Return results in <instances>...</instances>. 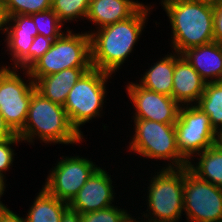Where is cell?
I'll return each instance as SVG.
<instances>
[{
  "mask_svg": "<svg viewBox=\"0 0 222 222\" xmlns=\"http://www.w3.org/2000/svg\"><path fill=\"white\" fill-rule=\"evenodd\" d=\"M123 222H135V217L131 214Z\"/></svg>",
  "mask_w": 222,
  "mask_h": 222,
  "instance_id": "obj_36",
  "label": "cell"
},
{
  "mask_svg": "<svg viewBox=\"0 0 222 222\" xmlns=\"http://www.w3.org/2000/svg\"><path fill=\"white\" fill-rule=\"evenodd\" d=\"M19 72L17 68L0 66V112L16 134L25 125L29 103L36 90L29 72L23 70V78Z\"/></svg>",
  "mask_w": 222,
  "mask_h": 222,
  "instance_id": "obj_8",
  "label": "cell"
},
{
  "mask_svg": "<svg viewBox=\"0 0 222 222\" xmlns=\"http://www.w3.org/2000/svg\"><path fill=\"white\" fill-rule=\"evenodd\" d=\"M206 83L222 80V45L212 42L182 53Z\"/></svg>",
  "mask_w": 222,
  "mask_h": 222,
  "instance_id": "obj_16",
  "label": "cell"
},
{
  "mask_svg": "<svg viewBox=\"0 0 222 222\" xmlns=\"http://www.w3.org/2000/svg\"><path fill=\"white\" fill-rule=\"evenodd\" d=\"M202 1L210 2V3L214 4V3L222 1V0H202Z\"/></svg>",
  "mask_w": 222,
  "mask_h": 222,
  "instance_id": "obj_38",
  "label": "cell"
},
{
  "mask_svg": "<svg viewBox=\"0 0 222 222\" xmlns=\"http://www.w3.org/2000/svg\"><path fill=\"white\" fill-rule=\"evenodd\" d=\"M126 95L131 101L133 112L131 119H147L163 124H175L181 105L171 96L141 87L138 82L125 85Z\"/></svg>",
  "mask_w": 222,
  "mask_h": 222,
  "instance_id": "obj_12",
  "label": "cell"
},
{
  "mask_svg": "<svg viewBox=\"0 0 222 222\" xmlns=\"http://www.w3.org/2000/svg\"><path fill=\"white\" fill-rule=\"evenodd\" d=\"M68 68H92L91 38L86 31L74 33L71 28L67 29L27 71L35 82Z\"/></svg>",
  "mask_w": 222,
  "mask_h": 222,
  "instance_id": "obj_7",
  "label": "cell"
},
{
  "mask_svg": "<svg viewBox=\"0 0 222 222\" xmlns=\"http://www.w3.org/2000/svg\"><path fill=\"white\" fill-rule=\"evenodd\" d=\"M109 172L99 167L78 191L77 195L68 204L80 214L94 212L111 207L116 201L115 186Z\"/></svg>",
  "mask_w": 222,
  "mask_h": 222,
  "instance_id": "obj_13",
  "label": "cell"
},
{
  "mask_svg": "<svg viewBox=\"0 0 222 222\" xmlns=\"http://www.w3.org/2000/svg\"><path fill=\"white\" fill-rule=\"evenodd\" d=\"M219 141L222 143V134L220 135V139H219Z\"/></svg>",
  "mask_w": 222,
  "mask_h": 222,
  "instance_id": "obj_39",
  "label": "cell"
},
{
  "mask_svg": "<svg viewBox=\"0 0 222 222\" xmlns=\"http://www.w3.org/2000/svg\"><path fill=\"white\" fill-rule=\"evenodd\" d=\"M91 68H68L52 75L37 79L36 91L52 102L64 105L72 87L79 78Z\"/></svg>",
  "mask_w": 222,
  "mask_h": 222,
  "instance_id": "obj_17",
  "label": "cell"
},
{
  "mask_svg": "<svg viewBox=\"0 0 222 222\" xmlns=\"http://www.w3.org/2000/svg\"><path fill=\"white\" fill-rule=\"evenodd\" d=\"M214 42L222 45V1L213 4Z\"/></svg>",
  "mask_w": 222,
  "mask_h": 222,
  "instance_id": "obj_30",
  "label": "cell"
},
{
  "mask_svg": "<svg viewBox=\"0 0 222 222\" xmlns=\"http://www.w3.org/2000/svg\"><path fill=\"white\" fill-rule=\"evenodd\" d=\"M18 143L19 145L23 143L18 135L10 139L0 141V176L6 181L8 180L6 179V171H10L9 169L13 167V162L15 161L14 158L17 154L13 148L14 145L15 147H19Z\"/></svg>",
  "mask_w": 222,
  "mask_h": 222,
  "instance_id": "obj_27",
  "label": "cell"
},
{
  "mask_svg": "<svg viewBox=\"0 0 222 222\" xmlns=\"http://www.w3.org/2000/svg\"><path fill=\"white\" fill-rule=\"evenodd\" d=\"M152 6L145 3L126 20L86 31L91 38L92 68L114 76L122 69L146 29Z\"/></svg>",
  "mask_w": 222,
  "mask_h": 222,
  "instance_id": "obj_1",
  "label": "cell"
},
{
  "mask_svg": "<svg viewBox=\"0 0 222 222\" xmlns=\"http://www.w3.org/2000/svg\"><path fill=\"white\" fill-rule=\"evenodd\" d=\"M89 5L90 0H52L51 9L65 24L84 21L88 14Z\"/></svg>",
  "mask_w": 222,
  "mask_h": 222,
  "instance_id": "obj_23",
  "label": "cell"
},
{
  "mask_svg": "<svg viewBox=\"0 0 222 222\" xmlns=\"http://www.w3.org/2000/svg\"><path fill=\"white\" fill-rule=\"evenodd\" d=\"M206 82L182 55L174 52L172 97L180 105H194L199 101Z\"/></svg>",
  "mask_w": 222,
  "mask_h": 222,
  "instance_id": "obj_14",
  "label": "cell"
},
{
  "mask_svg": "<svg viewBox=\"0 0 222 222\" xmlns=\"http://www.w3.org/2000/svg\"><path fill=\"white\" fill-rule=\"evenodd\" d=\"M185 222H222V188L199 179L184 167Z\"/></svg>",
  "mask_w": 222,
  "mask_h": 222,
  "instance_id": "obj_10",
  "label": "cell"
},
{
  "mask_svg": "<svg viewBox=\"0 0 222 222\" xmlns=\"http://www.w3.org/2000/svg\"><path fill=\"white\" fill-rule=\"evenodd\" d=\"M7 17L31 15L51 9L52 0H3Z\"/></svg>",
  "mask_w": 222,
  "mask_h": 222,
  "instance_id": "obj_25",
  "label": "cell"
},
{
  "mask_svg": "<svg viewBox=\"0 0 222 222\" xmlns=\"http://www.w3.org/2000/svg\"><path fill=\"white\" fill-rule=\"evenodd\" d=\"M0 222H26V220L7 207L0 211Z\"/></svg>",
  "mask_w": 222,
  "mask_h": 222,
  "instance_id": "obj_31",
  "label": "cell"
},
{
  "mask_svg": "<svg viewBox=\"0 0 222 222\" xmlns=\"http://www.w3.org/2000/svg\"><path fill=\"white\" fill-rule=\"evenodd\" d=\"M133 120V121H132ZM133 135L127 145V152L139 155L141 159L166 162L161 168H182L188 161L177 148L175 124H163L147 119H132Z\"/></svg>",
  "mask_w": 222,
  "mask_h": 222,
  "instance_id": "obj_4",
  "label": "cell"
},
{
  "mask_svg": "<svg viewBox=\"0 0 222 222\" xmlns=\"http://www.w3.org/2000/svg\"><path fill=\"white\" fill-rule=\"evenodd\" d=\"M6 32H20L31 34L33 37L38 35V30L30 15H13L7 19Z\"/></svg>",
  "mask_w": 222,
  "mask_h": 222,
  "instance_id": "obj_28",
  "label": "cell"
},
{
  "mask_svg": "<svg viewBox=\"0 0 222 222\" xmlns=\"http://www.w3.org/2000/svg\"><path fill=\"white\" fill-rule=\"evenodd\" d=\"M35 23L38 33L51 38L53 41L60 38L70 27H63L64 24L57 16V14L52 10H46L30 15ZM65 29V30H63Z\"/></svg>",
  "mask_w": 222,
  "mask_h": 222,
  "instance_id": "obj_24",
  "label": "cell"
},
{
  "mask_svg": "<svg viewBox=\"0 0 222 222\" xmlns=\"http://www.w3.org/2000/svg\"><path fill=\"white\" fill-rule=\"evenodd\" d=\"M53 40L41 34L35 36L29 48V68L39 60L52 46Z\"/></svg>",
  "mask_w": 222,
  "mask_h": 222,
  "instance_id": "obj_29",
  "label": "cell"
},
{
  "mask_svg": "<svg viewBox=\"0 0 222 222\" xmlns=\"http://www.w3.org/2000/svg\"><path fill=\"white\" fill-rule=\"evenodd\" d=\"M120 206L111 207L81 214V222H123L131 213Z\"/></svg>",
  "mask_w": 222,
  "mask_h": 222,
  "instance_id": "obj_26",
  "label": "cell"
},
{
  "mask_svg": "<svg viewBox=\"0 0 222 222\" xmlns=\"http://www.w3.org/2000/svg\"><path fill=\"white\" fill-rule=\"evenodd\" d=\"M17 135L28 145H34L35 140L50 146H73L84 141V137L70 124L63 105L52 102L36 90L29 103L25 125Z\"/></svg>",
  "mask_w": 222,
  "mask_h": 222,
  "instance_id": "obj_3",
  "label": "cell"
},
{
  "mask_svg": "<svg viewBox=\"0 0 222 222\" xmlns=\"http://www.w3.org/2000/svg\"><path fill=\"white\" fill-rule=\"evenodd\" d=\"M60 222H81V214L68 207L64 211Z\"/></svg>",
  "mask_w": 222,
  "mask_h": 222,
  "instance_id": "obj_33",
  "label": "cell"
},
{
  "mask_svg": "<svg viewBox=\"0 0 222 222\" xmlns=\"http://www.w3.org/2000/svg\"><path fill=\"white\" fill-rule=\"evenodd\" d=\"M5 42L7 48L5 53L7 52L8 57H12L9 61L10 65L7 66L0 63V66L10 68H17L20 69L22 72L23 70L29 69V48L34 41V38L31 34L20 33V32H5ZM9 52V53H8ZM11 55V56H10Z\"/></svg>",
  "mask_w": 222,
  "mask_h": 222,
  "instance_id": "obj_21",
  "label": "cell"
},
{
  "mask_svg": "<svg viewBox=\"0 0 222 222\" xmlns=\"http://www.w3.org/2000/svg\"><path fill=\"white\" fill-rule=\"evenodd\" d=\"M208 115L211 126L222 134V83H206L204 92L195 104Z\"/></svg>",
  "mask_w": 222,
  "mask_h": 222,
  "instance_id": "obj_22",
  "label": "cell"
},
{
  "mask_svg": "<svg viewBox=\"0 0 222 222\" xmlns=\"http://www.w3.org/2000/svg\"><path fill=\"white\" fill-rule=\"evenodd\" d=\"M148 179L145 201L147 210L142 219L151 222H179L184 217V167L158 168ZM146 212V213H145Z\"/></svg>",
  "mask_w": 222,
  "mask_h": 222,
  "instance_id": "obj_5",
  "label": "cell"
},
{
  "mask_svg": "<svg viewBox=\"0 0 222 222\" xmlns=\"http://www.w3.org/2000/svg\"><path fill=\"white\" fill-rule=\"evenodd\" d=\"M175 130L178 151L188 162L220 139L208 115L195 104L181 105Z\"/></svg>",
  "mask_w": 222,
  "mask_h": 222,
  "instance_id": "obj_9",
  "label": "cell"
},
{
  "mask_svg": "<svg viewBox=\"0 0 222 222\" xmlns=\"http://www.w3.org/2000/svg\"><path fill=\"white\" fill-rule=\"evenodd\" d=\"M17 134L6 123L2 113L0 112V141L15 137Z\"/></svg>",
  "mask_w": 222,
  "mask_h": 222,
  "instance_id": "obj_32",
  "label": "cell"
},
{
  "mask_svg": "<svg viewBox=\"0 0 222 222\" xmlns=\"http://www.w3.org/2000/svg\"><path fill=\"white\" fill-rule=\"evenodd\" d=\"M188 168L199 179L222 188V143L197 153L188 162Z\"/></svg>",
  "mask_w": 222,
  "mask_h": 222,
  "instance_id": "obj_19",
  "label": "cell"
},
{
  "mask_svg": "<svg viewBox=\"0 0 222 222\" xmlns=\"http://www.w3.org/2000/svg\"><path fill=\"white\" fill-rule=\"evenodd\" d=\"M112 77L114 75L91 68L79 78L67 96L63 107L70 124L84 138L81 127L103 115V106L107 101V84Z\"/></svg>",
  "mask_w": 222,
  "mask_h": 222,
  "instance_id": "obj_6",
  "label": "cell"
},
{
  "mask_svg": "<svg viewBox=\"0 0 222 222\" xmlns=\"http://www.w3.org/2000/svg\"><path fill=\"white\" fill-rule=\"evenodd\" d=\"M99 167L91 158L77 154L62 155L49 170L42 186L51 195L69 204Z\"/></svg>",
  "mask_w": 222,
  "mask_h": 222,
  "instance_id": "obj_11",
  "label": "cell"
},
{
  "mask_svg": "<svg viewBox=\"0 0 222 222\" xmlns=\"http://www.w3.org/2000/svg\"><path fill=\"white\" fill-rule=\"evenodd\" d=\"M7 182H6V180L5 179H3L1 176H0V210H3V209H5V208H7V205H5L2 201H1V199H2V196H4V193L6 192V184Z\"/></svg>",
  "mask_w": 222,
  "mask_h": 222,
  "instance_id": "obj_35",
  "label": "cell"
},
{
  "mask_svg": "<svg viewBox=\"0 0 222 222\" xmlns=\"http://www.w3.org/2000/svg\"><path fill=\"white\" fill-rule=\"evenodd\" d=\"M137 218V219H136ZM136 218H135V222H151V221H148V220H146V219H143L142 220V216H141V218L138 216H136ZM139 219V220H138ZM141 219V220H140Z\"/></svg>",
  "mask_w": 222,
  "mask_h": 222,
  "instance_id": "obj_37",
  "label": "cell"
},
{
  "mask_svg": "<svg viewBox=\"0 0 222 222\" xmlns=\"http://www.w3.org/2000/svg\"><path fill=\"white\" fill-rule=\"evenodd\" d=\"M171 26V50L182 54L188 48L214 42L213 3L202 0H160Z\"/></svg>",
  "mask_w": 222,
  "mask_h": 222,
  "instance_id": "obj_2",
  "label": "cell"
},
{
  "mask_svg": "<svg viewBox=\"0 0 222 222\" xmlns=\"http://www.w3.org/2000/svg\"><path fill=\"white\" fill-rule=\"evenodd\" d=\"M31 204L25 214L26 222H60L69 207L68 203L51 195L43 186Z\"/></svg>",
  "mask_w": 222,
  "mask_h": 222,
  "instance_id": "obj_20",
  "label": "cell"
},
{
  "mask_svg": "<svg viewBox=\"0 0 222 222\" xmlns=\"http://www.w3.org/2000/svg\"><path fill=\"white\" fill-rule=\"evenodd\" d=\"M7 14L5 11V7L3 4V0H0V34L5 35L6 27H7Z\"/></svg>",
  "mask_w": 222,
  "mask_h": 222,
  "instance_id": "obj_34",
  "label": "cell"
},
{
  "mask_svg": "<svg viewBox=\"0 0 222 222\" xmlns=\"http://www.w3.org/2000/svg\"><path fill=\"white\" fill-rule=\"evenodd\" d=\"M144 3L138 0H90L86 19L95 29L126 20Z\"/></svg>",
  "mask_w": 222,
  "mask_h": 222,
  "instance_id": "obj_15",
  "label": "cell"
},
{
  "mask_svg": "<svg viewBox=\"0 0 222 222\" xmlns=\"http://www.w3.org/2000/svg\"><path fill=\"white\" fill-rule=\"evenodd\" d=\"M168 53L157 62H153V65H149L144 74H140L143 76L139 77L138 84L148 90L172 97L174 51Z\"/></svg>",
  "mask_w": 222,
  "mask_h": 222,
  "instance_id": "obj_18",
  "label": "cell"
}]
</instances>
